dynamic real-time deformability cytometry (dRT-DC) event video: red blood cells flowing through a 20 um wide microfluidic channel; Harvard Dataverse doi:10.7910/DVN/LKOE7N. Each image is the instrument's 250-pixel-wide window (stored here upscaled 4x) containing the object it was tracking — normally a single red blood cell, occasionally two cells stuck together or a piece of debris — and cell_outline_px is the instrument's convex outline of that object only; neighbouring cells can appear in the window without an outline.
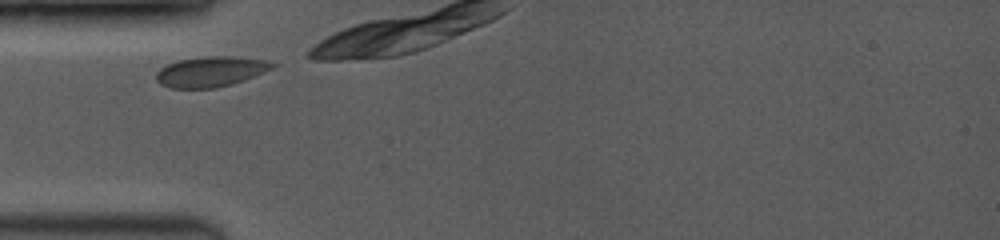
{"species": "common noctule bat (a hibernating species)", "species_latin": "Nyctalus noctula", "temperature_condition": "room temperature", "stored_images_in_passage": 9, "camera_frame_rate_fps": 3500, "um_per_image_px": 0.085, "animal": {"sex": "female", "body_mass_g": 19.0, "forearm_length_mm": 53.3}, "frame": {"image": 1, "passage_image": 1, "time_ms": 0.0, "image_size_px": [1000, 240], "cell_outline_px": [[280, 64], [272, 68], [244, 80], [232, 84], [216, 88], [172, 88], [160, 84], [156, 80], [156, 72], [160, 68], [176, 60], [204, 56], [232, 56], [268, 60]], "centroid_in_image_um": [17.91, 6.08], "position_along_channel_um": 67.1, "area_um2": 20.69}}
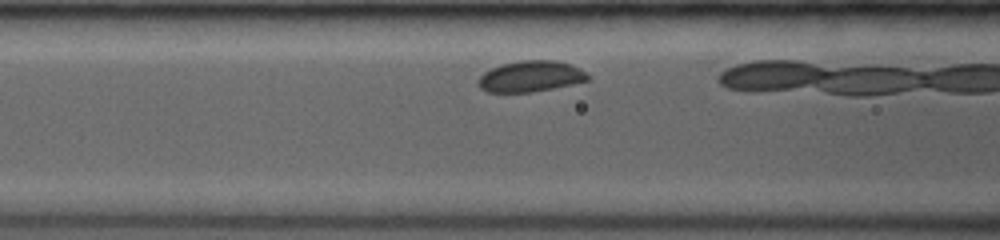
{"frame": {"image": 2, "passage_image": 4, "time_ms": 1.429, "image_size_px": [1000, 240], "cell_outline_px": [[592, 76], [588, 80], [572, 84], [532, 92], [488, 92], [480, 88], [476, 80], [484, 72], [500, 64], [520, 60], [556, 60], [568, 64]], "centroid_in_image_um": [45.06, 6.49], "position_along_channel_um": 121.5, "area_um2": 19.71}}